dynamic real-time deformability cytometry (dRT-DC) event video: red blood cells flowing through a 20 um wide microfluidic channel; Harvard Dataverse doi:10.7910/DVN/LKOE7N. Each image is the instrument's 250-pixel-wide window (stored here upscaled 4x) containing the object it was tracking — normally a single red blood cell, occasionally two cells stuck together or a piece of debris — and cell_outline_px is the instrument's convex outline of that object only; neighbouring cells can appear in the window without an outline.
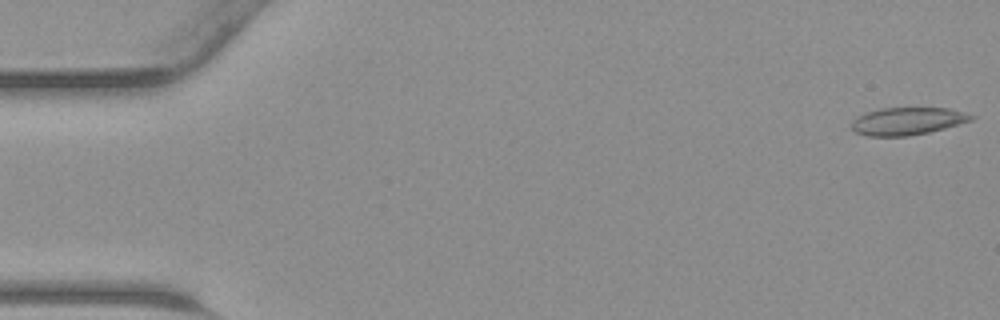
{"species": "common noctule bat (a hibernating species)", "species_latin": "Nyctalus noctula", "temperature_condition": "warm", "stored_images_in_passage": 45, "camera_frame_rate_fps": 3000, "um_per_image_px": 0.085, "animal": {"sex": "male", "body_mass_g": 23.1, "forearm_length_mm": 52.7}, "frame": {"image": 1, "passage_image": 1, "time_ms": 0.0, "image_size_px": [1000, 320], "cell_outline_px": [[976, 116], [972, 120], [944, 128], [928, 132], [908, 136], [868, 136], [856, 132], [852, 128], [852, 120], [864, 112], [880, 108], [948, 108]], "centroid_in_image_um": [77.1, 10.29], "position_along_channel_um": 7.9, "area_um2": 19.07}}
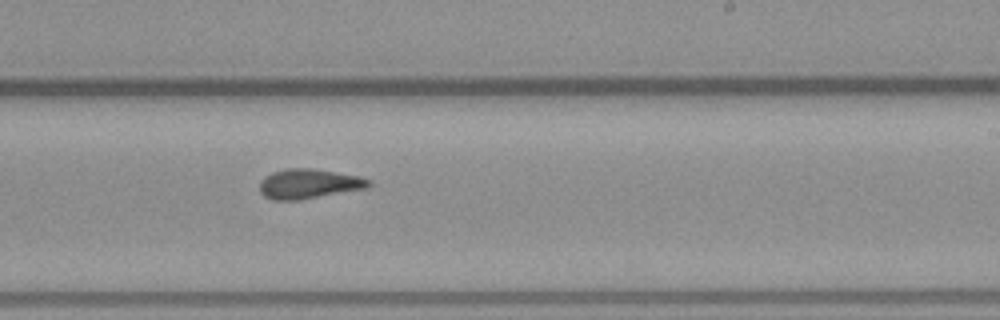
{"frame": {"image": 2, "passage_image": 27, "time_ms": 8.667, "image_size_px": [1000, 320], "cell_outline_px": [[372, 184], [364, 188], [300, 200], [272, 200], [264, 196], [260, 192], [260, 180], [264, 176], [272, 172], [288, 168], [312, 168], [360, 176], [372, 180]], "centroid_in_image_um": [26.22, 15.62], "position_along_channel_um": 262.8, "area_um2": 18.9}}
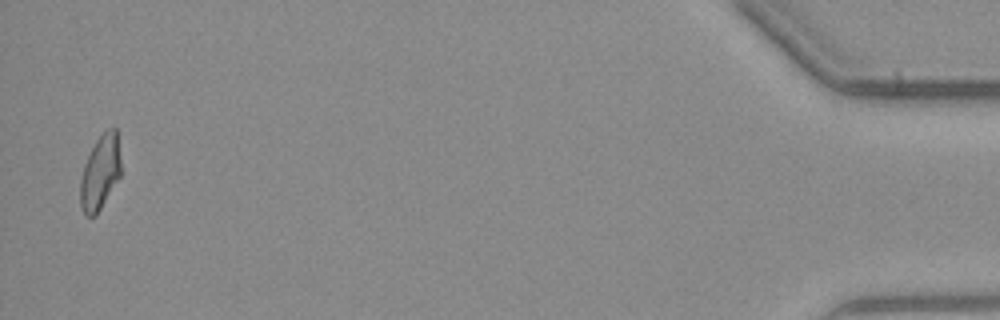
{"frame": {"image": 3, "passage_image": 44, "time_ms": 14.333, "image_size_px": [1000, 320], "cell_outline_px": [[120, 176], [96, 216], [84, 216], [80, 208], [80, 180], [84, 164], [96, 140], [108, 128], [116, 128], [120, 160]], "centroid_in_image_um": [8.49, 14.7], "position_along_channel_um": 426.7, "area_um2": 17.51}}